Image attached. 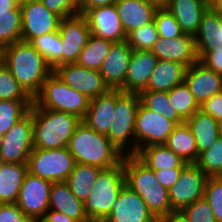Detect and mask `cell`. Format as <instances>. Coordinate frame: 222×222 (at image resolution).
I'll return each mask as SVG.
<instances>
[{
    "label": "cell",
    "instance_id": "cell-23",
    "mask_svg": "<svg viewBox=\"0 0 222 222\" xmlns=\"http://www.w3.org/2000/svg\"><path fill=\"white\" fill-rule=\"evenodd\" d=\"M115 7L126 35L154 21L158 6L143 0H118Z\"/></svg>",
    "mask_w": 222,
    "mask_h": 222
},
{
    "label": "cell",
    "instance_id": "cell-5",
    "mask_svg": "<svg viewBox=\"0 0 222 222\" xmlns=\"http://www.w3.org/2000/svg\"><path fill=\"white\" fill-rule=\"evenodd\" d=\"M125 185L123 160L118 165L103 168L84 202V210L90 222H103Z\"/></svg>",
    "mask_w": 222,
    "mask_h": 222
},
{
    "label": "cell",
    "instance_id": "cell-49",
    "mask_svg": "<svg viewBox=\"0 0 222 222\" xmlns=\"http://www.w3.org/2000/svg\"><path fill=\"white\" fill-rule=\"evenodd\" d=\"M183 168H169L154 170L156 179L161 183V185L169 189L172 185L179 179L180 173Z\"/></svg>",
    "mask_w": 222,
    "mask_h": 222
},
{
    "label": "cell",
    "instance_id": "cell-37",
    "mask_svg": "<svg viewBox=\"0 0 222 222\" xmlns=\"http://www.w3.org/2000/svg\"><path fill=\"white\" fill-rule=\"evenodd\" d=\"M32 105L33 100H0V137H3Z\"/></svg>",
    "mask_w": 222,
    "mask_h": 222
},
{
    "label": "cell",
    "instance_id": "cell-7",
    "mask_svg": "<svg viewBox=\"0 0 222 222\" xmlns=\"http://www.w3.org/2000/svg\"><path fill=\"white\" fill-rule=\"evenodd\" d=\"M90 99L63 82L53 72L43 83L40 92L33 98L38 108L70 113L83 119Z\"/></svg>",
    "mask_w": 222,
    "mask_h": 222
},
{
    "label": "cell",
    "instance_id": "cell-13",
    "mask_svg": "<svg viewBox=\"0 0 222 222\" xmlns=\"http://www.w3.org/2000/svg\"><path fill=\"white\" fill-rule=\"evenodd\" d=\"M22 13L21 41L30 42L59 30L61 18L50 12L40 0H27L20 3Z\"/></svg>",
    "mask_w": 222,
    "mask_h": 222
},
{
    "label": "cell",
    "instance_id": "cell-54",
    "mask_svg": "<svg viewBox=\"0 0 222 222\" xmlns=\"http://www.w3.org/2000/svg\"><path fill=\"white\" fill-rule=\"evenodd\" d=\"M210 7L222 15V0H210Z\"/></svg>",
    "mask_w": 222,
    "mask_h": 222
},
{
    "label": "cell",
    "instance_id": "cell-57",
    "mask_svg": "<svg viewBox=\"0 0 222 222\" xmlns=\"http://www.w3.org/2000/svg\"><path fill=\"white\" fill-rule=\"evenodd\" d=\"M18 3H22L24 1H27V0H16Z\"/></svg>",
    "mask_w": 222,
    "mask_h": 222
},
{
    "label": "cell",
    "instance_id": "cell-8",
    "mask_svg": "<svg viewBox=\"0 0 222 222\" xmlns=\"http://www.w3.org/2000/svg\"><path fill=\"white\" fill-rule=\"evenodd\" d=\"M76 162L68 148H33L27 160L29 173L51 182L66 181Z\"/></svg>",
    "mask_w": 222,
    "mask_h": 222
},
{
    "label": "cell",
    "instance_id": "cell-55",
    "mask_svg": "<svg viewBox=\"0 0 222 222\" xmlns=\"http://www.w3.org/2000/svg\"><path fill=\"white\" fill-rule=\"evenodd\" d=\"M149 3H152L158 7H164L166 4V0H143Z\"/></svg>",
    "mask_w": 222,
    "mask_h": 222
},
{
    "label": "cell",
    "instance_id": "cell-10",
    "mask_svg": "<svg viewBox=\"0 0 222 222\" xmlns=\"http://www.w3.org/2000/svg\"><path fill=\"white\" fill-rule=\"evenodd\" d=\"M176 126L140 102L135 120V154L146 146L164 144Z\"/></svg>",
    "mask_w": 222,
    "mask_h": 222
},
{
    "label": "cell",
    "instance_id": "cell-11",
    "mask_svg": "<svg viewBox=\"0 0 222 222\" xmlns=\"http://www.w3.org/2000/svg\"><path fill=\"white\" fill-rule=\"evenodd\" d=\"M207 178L195 163H188L182 169L179 179L168 189L172 210H182L203 198Z\"/></svg>",
    "mask_w": 222,
    "mask_h": 222
},
{
    "label": "cell",
    "instance_id": "cell-12",
    "mask_svg": "<svg viewBox=\"0 0 222 222\" xmlns=\"http://www.w3.org/2000/svg\"><path fill=\"white\" fill-rule=\"evenodd\" d=\"M51 181L26 173L16 204L24 214L38 222L49 210Z\"/></svg>",
    "mask_w": 222,
    "mask_h": 222
},
{
    "label": "cell",
    "instance_id": "cell-35",
    "mask_svg": "<svg viewBox=\"0 0 222 222\" xmlns=\"http://www.w3.org/2000/svg\"><path fill=\"white\" fill-rule=\"evenodd\" d=\"M22 13L20 3L10 12H0V49L21 41Z\"/></svg>",
    "mask_w": 222,
    "mask_h": 222
},
{
    "label": "cell",
    "instance_id": "cell-22",
    "mask_svg": "<svg viewBox=\"0 0 222 222\" xmlns=\"http://www.w3.org/2000/svg\"><path fill=\"white\" fill-rule=\"evenodd\" d=\"M164 7L174 15L184 33L194 36L210 0H166Z\"/></svg>",
    "mask_w": 222,
    "mask_h": 222
},
{
    "label": "cell",
    "instance_id": "cell-39",
    "mask_svg": "<svg viewBox=\"0 0 222 222\" xmlns=\"http://www.w3.org/2000/svg\"><path fill=\"white\" fill-rule=\"evenodd\" d=\"M208 177L222 176V137L199 154L195 163Z\"/></svg>",
    "mask_w": 222,
    "mask_h": 222
},
{
    "label": "cell",
    "instance_id": "cell-45",
    "mask_svg": "<svg viewBox=\"0 0 222 222\" xmlns=\"http://www.w3.org/2000/svg\"><path fill=\"white\" fill-rule=\"evenodd\" d=\"M45 7L61 19L79 14V0H40Z\"/></svg>",
    "mask_w": 222,
    "mask_h": 222
},
{
    "label": "cell",
    "instance_id": "cell-4",
    "mask_svg": "<svg viewBox=\"0 0 222 222\" xmlns=\"http://www.w3.org/2000/svg\"><path fill=\"white\" fill-rule=\"evenodd\" d=\"M81 122L77 116L33 104V148H67L75 128Z\"/></svg>",
    "mask_w": 222,
    "mask_h": 222
},
{
    "label": "cell",
    "instance_id": "cell-48",
    "mask_svg": "<svg viewBox=\"0 0 222 222\" xmlns=\"http://www.w3.org/2000/svg\"><path fill=\"white\" fill-rule=\"evenodd\" d=\"M199 61L215 73L222 75V48L213 47Z\"/></svg>",
    "mask_w": 222,
    "mask_h": 222
},
{
    "label": "cell",
    "instance_id": "cell-47",
    "mask_svg": "<svg viewBox=\"0 0 222 222\" xmlns=\"http://www.w3.org/2000/svg\"><path fill=\"white\" fill-rule=\"evenodd\" d=\"M200 110L210 114L217 122L222 121V91L204 101L200 105Z\"/></svg>",
    "mask_w": 222,
    "mask_h": 222
},
{
    "label": "cell",
    "instance_id": "cell-21",
    "mask_svg": "<svg viewBox=\"0 0 222 222\" xmlns=\"http://www.w3.org/2000/svg\"><path fill=\"white\" fill-rule=\"evenodd\" d=\"M157 61L158 58L151 50H133L125 76V84L120 90L138 94L145 90Z\"/></svg>",
    "mask_w": 222,
    "mask_h": 222
},
{
    "label": "cell",
    "instance_id": "cell-2",
    "mask_svg": "<svg viewBox=\"0 0 222 222\" xmlns=\"http://www.w3.org/2000/svg\"><path fill=\"white\" fill-rule=\"evenodd\" d=\"M68 150L76 163L109 168L122 162L124 155L108 137L81 121L69 140Z\"/></svg>",
    "mask_w": 222,
    "mask_h": 222
},
{
    "label": "cell",
    "instance_id": "cell-36",
    "mask_svg": "<svg viewBox=\"0 0 222 222\" xmlns=\"http://www.w3.org/2000/svg\"><path fill=\"white\" fill-rule=\"evenodd\" d=\"M54 69L61 65L62 41L58 31L37 36L29 42Z\"/></svg>",
    "mask_w": 222,
    "mask_h": 222
},
{
    "label": "cell",
    "instance_id": "cell-53",
    "mask_svg": "<svg viewBox=\"0 0 222 222\" xmlns=\"http://www.w3.org/2000/svg\"><path fill=\"white\" fill-rule=\"evenodd\" d=\"M18 4L16 0H0V12H10Z\"/></svg>",
    "mask_w": 222,
    "mask_h": 222
},
{
    "label": "cell",
    "instance_id": "cell-24",
    "mask_svg": "<svg viewBox=\"0 0 222 222\" xmlns=\"http://www.w3.org/2000/svg\"><path fill=\"white\" fill-rule=\"evenodd\" d=\"M49 210L61 212L75 222H90L84 210V203L71 192L65 181L52 183Z\"/></svg>",
    "mask_w": 222,
    "mask_h": 222
},
{
    "label": "cell",
    "instance_id": "cell-32",
    "mask_svg": "<svg viewBox=\"0 0 222 222\" xmlns=\"http://www.w3.org/2000/svg\"><path fill=\"white\" fill-rule=\"evenodd\" d=\"M101 170L102 168L96 166L76 163L65 182L71 192L84 203Z\"/></svg>",
    "mask_w": 222,
    "mask_h": 222
},
{
    "label": "cell",
    "instance_id": "cell-25",
    "mask_svg": "<svg viewBox=\"0 0 222 222\" xmlns=\"http://www.w3.org/2000/svg\"><path fill=\"white\" fill-rule=\"evenodd\" d=\"M115 108V89L93 98L88 110L81 120L94 131L107 135L112 122Z\"/></svg>",
    "mask_w": 222,
    "mask_h": 222
},
{
    "label": "cell",
    "instance_id": "cell-50",
    "mask_svg": "<svg viewBox=\"0 0 222 222\" xmlns=\"http://www.w3.org/2000/svg\"><path fill=\"white\" fill-rule=\"evenodd\" d=\"M118 0H79V14H84L87 10L99 7L113 5Z\"/></svg>",
    "mask_w": 222,
    "mask_h": 222
},
{
    "label": "cell",
    "instance_id": "cell-42",
    "mask_svg": "<svg viewBox=\"0 0 222 222\" xmlns=\"http://www.w3.org/2000/svg\"><path fill=\"white\" fill-rule=\"evenodd\" d=\"M154 22L159 37L171 39L184 34L174 15L165 7H158Z\"/></svg>",
    "mask_w": 222,
    "mask_h": 222
},
{
    "label": "cell",
    "instance_id": "cell-40",
    "mask_svg": "<svg viewBox=\"0 0 222 222\" xmlns=\"http://www.w3.org/2000/svg\"><path fill=\"white\" fill-rule=\"evenodd\" d=\"M0 100H33L2 62H0Z\"/></svg>",
    "mask_w": 222,
    "mask_h": 222
},
{
    "label": "cell",
    "instance_id": "cell-16",
    "mask_svg": "<svg viewBox=\"0 0 222 222\" xmlns=\"http://www.w3.org/2000/svg\"><path fill=\"white\" fill-rule=\"evenodd\" d=\"M143 199L127 185L120 190L103 222H158Z\"/></svg>",
    "mask_w": 222,
    "mask_h": 222
},
{
    "label": "cell",
    "instance_id": "cell-31",
    "mask_svg": "<svg viewBox=\"0 0 222 222\" xmlns=\"http://www.w3.org/2000/svg\"><path fill=\"white\" fill-rule=\"evenodd\" d=\"M164 145L187 163H196L199 157L195 138L186 122L174 128Z\"/></svg>",
    "mask_w": 222,
    "mask_h": 222
},
{
    "label": "cell",
    "instance_id": "cell-20",
    "mask_svg": "<svg viewBox=\"0 0 222 222\" xmlns=\"http://www.w3.org/2000/svg\"><path fill=\"white\" fill-rule=\"evenodd\" d=\"M184 82L199 105L222 91V75L207 68L199 60L187 68Z\"/></svg>",
    "mask_w": 222,
    "mask_h": 222
},
{
    "label": "cell",
    "instance_id": "cell-41",
    "mask_svg": "<svg viewBox=\"0 0 222 222\" xmlns=\"http://www.w3.org/2000/svg\"><path fill=\"white\" fill-rule=\"evenodd\" d=\"M159 35L155 22L136 28L127 34L126 41L133 50H151Z\"/></svg>",
    "mask_w": 222,
    "mask_h": 222
},
{
    "label": "cell",
    "instance_id": "cell-34",
    "mask_svg": "<svg viewBox=\"0 0 222 222\" xmlns=\"http://www.w3.org/2000/svg\"><path fill=\"white\" fill-rule=\"evenodd\" d=\"M140 102L148 109L155 111L177 125L185 123L176 109L171 105L166 91L143 90L139 93Z\"/></svg>",
    "mask_w": 222,
    "mask_h": 222
},
{
    "label": "cell",
    "instance_id": "cell-56",
    "mask_svg": "<svg viewBox=\"0 0 222 222\" xmlns=\"http://www.w3.org/2000/svg\"><path fill=\"white\" fill-rule=\"evenodd\" d=\"M219 136L222 137V121L218 122Z\"/></svg>",
    "mask_w": 222,
    "mask_h": 222
},
{
    "label": "cell",
    "instance_id": "cell-52",
    "mask_svg": "<svg viewBox=\"0 0 222 222\" xmlns=\"http://www.w3.org/2000/svg\"><path fill=\"white\" fill-rule=\"evenodd\" d=\"M158 222H189L181 210H173L162 216Z\"/></svg>",
    "mask_w": 222,
    "mask_h": 222
},
{
    "label": "cell",
    "instance_id": "cell-27",
    "mask_svg": "<svg viewBox=\"0 0 222 222\" xmlns=\"http://www.w3.org/2000/svg\"><path fill=\"white\" fill-rule=\"evenodd\" d=\"M187 68L181 63L158 59L145 90L169 92L184 82Z\"/></svg>",
    "mask_w": 222,
    "mask_h": 222
},
{
    "label": "cell",
    "instance_id": "cell-33",
    "mask_svg": "<svg viewBox=\"0 0 222 222\" xmlns=\"http://www.w3.org/2000/svg\"><path fill=\"white\" fill-rule=\"evenodd\" d=\"M113 43L91 34L76 63L87 69L99 70Z\"/></svg>",
    "mask_w": 222,
    "mask_h": 222
},
{
    "label": "cell",
    "instance_id": "cell-1",
    "mask_svg": "<svg viewBox=\"0 0 222 222\" xmlns=\"http://www.w3.org/2000/svg\"><path fill=\"white\" fill-rule=\"evenodd\" d=\"M1 62L34 98L53 73L45 58L29 43L17 41L1 50Z\"/></svg>",
    "mask_w": 222,
    "mask_h": 222
},
{
    "label": "cell",
    "instance_id": "cell-51",
    "mask_svg": "<svg viewBox=\"0 0 222 222\" xmlns=\"http://www.w3.org/2000/svg\"><path fill=\"white\" fill-rule=\"evenodd\" d=\"M38 222H75L65 214L55 210H48Z\"/></svg>",
    "mask_w": 222,
    "mask_h": 222
},
{
    "label": "cell",
    "instance_id": "cell-19",
    "mask_svg": "<svg viewBox=\"0 0 222 222\" xmlns=\"http://www.w3.org/2000/svg\"><path fill=\"white\" fill-rule=\"evenodd\" d=\"M133 49L128 42H114L105 57L99 73L110 89H120L125 84V76Z\"/></svg>",
    "mask_w": 222,
    "mask_h": 222
},
{
    "label": "cell",
    "instance_id": "cell-17",
    "mask_svg": "<svg viewBox=\"0 0 222 222\" xmlns=\"http://www.w3.org/2000/svg\"><path fill=\"white\" fill-rule=\"evenodd\" d=\"M83 15L87 19L92 35L113 42L126 40L127 35L122 27L115 4L89 9Z\"/></svg>",
    "mask_w": 222,
    "mask_h": 222
},
{
    "label": "cell",
    "instance_id": "cell-28",
    "mask_svg": "<svg viewBox=\"0 0 222 222\" xmlns=\"http://www.w3.org/2000/svg\"><path fill=\"white\" fill-rule=\"evenodd\" d=\"M27 172V163L0 162V204L16 203Z\"/></svg>",
    "mask_w": 222,
    "mask_h": 222
},
{
    "label": "cell",
    "instance_id": "cell-15",
    "mask_svg": "<svg viewBox=\"0 0 222 222\" xmlns=\"http://www.w3.org/2000/svg\"><path fill=\"white\" fill-rule=\"evenodd\" d=\"M53 72L63 82L81 92L90 100L110 90L98 70L87 69L77 63L57 66L53 69Z\"/></svg>",
    "mask_w": 222,
    "mask_h": 222
},
{
    "label": "cell",
    "instance_id": "cell-6",
    "mask_svg": "<svg viewBox=\"0 0 222 222\" xmlns=\"http://www.w3.org/2000/svg\"><path fill=\"white\" fill-rule=\"evenodd\" d=\"M139 104L140 97L138 93L115 89L114 114L106 136L124 156L135 155V120ZM130 139L134 141L133 146L131 144L127 146L132 141Z\"/></svg>",
    "mask_w": 222,
    "mask_h": 222
},
{
    "label": "cell",
    "instance_id": "cell-38",
    "mask_svg": "<svg viewBox=\"0 0 222 222\" xmlns=\"http://www.w3.org/2000/svg\"><path fill=\"white\" fill-rule=\"evenodd\" d=\"M171 105L176 109L179 116L186 121L196 111L200 109V105L194 99L185 82L176 85L168 92Z\"/></svg>",
    "mask_w": 222,
    "mask_h": 222
},
{
    "label": "cell",
    "instance_id": "cell-30",
    "mask_svg": "<svg viewBox=\"0 0 222 222\" xmlns=\"http://www.w3.org/2000/svg\"><path fill=\"white\" fill-rule=\"evenodd\" d=\"M135 156L152 170L184 168L188 164L164 144L146 146Z\"/></svg>",
    "mask_w": 222,
    "mask_h": 222
},
{
    "label": "cell",
    "instance_id": "cell-44",
    "mask_svg": "<svg viewBox=\"0 0 222 222\" xmlns=\"http://www.w3.org/2000/svg\"><path fill=\"white\" fill-rule=\"evenodd\" d=\"M189 222H216L208 201L203 197L181 210Z\"/></svg>",
    "mask_w": 222,
    "mask_h": 222
},
{
    "label": "cell",
    "instance_id": "cell-9",
    "mask_svg": "<svg viewBox=\"0 0 222 222\" xmlns=\"http://www.w3.org/2000/svg\"><path fill=\"white\" fill-rule=\"evenodd\" d=\"M33 150V105L0 137V162L27 163Z\"/></svg>",
    "mask_w": 222,
    "mask_h": 222
},
{
    "label": "cell",
    "instance_id": "cell-14",
    "mask_svg": "<svg viewBox=\"0 0 222 222\" xmlns=\"http://www.w3.org/2000/svg\"><path fill=\"white\" fill-rule=\"evenodd\" d=\"M58 32L63 45L61 65L76 63L91 35L86 17L83 14H77L61 19Z\"/></svg>",
    "mask_w": 222,
    "mask_h": 222
},
{
    "label": "cell",
    "instance_id": "cell-18",
    "mask_svg": "<svg viewBox=\"0 0 222 222\" xmlns=\"http://www.w3.org/2000/svg\"><path fill=\"white\" fill-rule=\"evenodd\" d=\"M151 51L159 60L177 62L187 67L199 60L194 36L186 33L171 39L158 37Z\"/></svg>",
    "mask_w": 222,
    "mask_h": 222
},
{
    "label": "cell",
    "instance_id": "cell-3",
    "mask_svg": "<svg viewBox=\"0 0 222 222\" xmlns=\"http://www.w3.org/2000/svg\"><path fill=\"white\" fill-rule=\"evenodd\" d=\"M125 185L135 191L159 220L171 208L168 189L156 179L154 170L148 168L135 155L123 157Z\"/></svg>",
    "mask_w": 222,
    "mask_h": 222
},
{
    "label": "cell",
    "instance_id": "cell-29",
    "mask_svg": "<svg viewBox=\"0 0 222 222\" xmlns=\"http://www.w3.org/2000/svg\"><path fill=\"white\" fill-rule=\"evenodd\" d=\"M185 122L193 133L199 154L207 150L219 136L216 119L200 109Z\"/></svg>",
    "mask_w": 222,
    "mask_h": 222
},
{
    "label": "cell",
    "instance_id": "cell-43",
    "mask_svg": "<svg viewBox=\"0 0 222 222\" xmlns=\"http://www.w3.org/2000/svg\"><path fill=\"white\" fill-rule=\"evenodd\" d=\"M204 198L210 204L216 222H222V176L207 178Z\"/></svg>",
    "mask_w": 222,
    "mask_h": 222
},
{
    "label": "cell",
    "instance_id": "cell-46",
    "mask_svg": "<svg viewBox=\"0 0 222 222\" xmlns=\"http://www.w3.org/2000/svg\"><path fill=\"white\" fill-rule=\"evenodd\" d=\"M0 222H35L26 216L16 203L0 204Z\"/></svg>",
    "mask_w": 222,
    "mask_h": 222
},
{
    "label": "cell",
    "instance_id": "cell-26",
    "mask_svg": "<svg viewBox=\"0 0 222 222\" xmlns=\"http://www.w3.org/2000/svg\"><path fill=\"white\" fill-rule=\"evenodd\" d=\"M194 39L198 59L215 46L222 48V15L209 7L202 17Z\"/></svg>",
    "mask_w": 222,
    "mask_h": 222
}]
</instances>
